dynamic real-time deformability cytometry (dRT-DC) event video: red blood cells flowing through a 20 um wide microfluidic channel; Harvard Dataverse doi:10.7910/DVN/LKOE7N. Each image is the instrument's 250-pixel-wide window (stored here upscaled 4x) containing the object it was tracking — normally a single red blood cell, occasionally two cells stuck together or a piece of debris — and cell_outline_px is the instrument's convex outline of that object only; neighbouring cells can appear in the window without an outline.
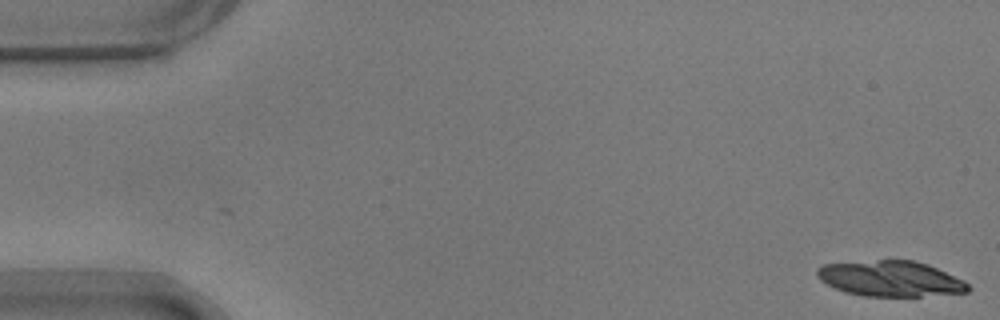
{"species": "common noctule bat (a hibernating species)", "species_latin": "Nyctalus noctula", "temperature_condition": "warm", "stored_images_in_passage": 15, "camera_frame_rate_fps": 3000, "um_per_image_px": 0.085, "animal": {"sex": "male", "body_mass_g": 17.9}, "frame": {"image": 1, "passage_image": 1, "time_ms": 0.0, "image_size_px": [1000, 320], "cell_outline_px": [[972, 288], [968, 292], [920, 296], [864, 296], [844, 292], [820, 280], [816, 276], [816, 268], [824, 264], [880, 260], [916, 260], [928, 264], [964, 280]], "centroid_in_image_um": [75.7, 23.68], "position_along_channel_um": 9.3, "area_um2": 31.33}}